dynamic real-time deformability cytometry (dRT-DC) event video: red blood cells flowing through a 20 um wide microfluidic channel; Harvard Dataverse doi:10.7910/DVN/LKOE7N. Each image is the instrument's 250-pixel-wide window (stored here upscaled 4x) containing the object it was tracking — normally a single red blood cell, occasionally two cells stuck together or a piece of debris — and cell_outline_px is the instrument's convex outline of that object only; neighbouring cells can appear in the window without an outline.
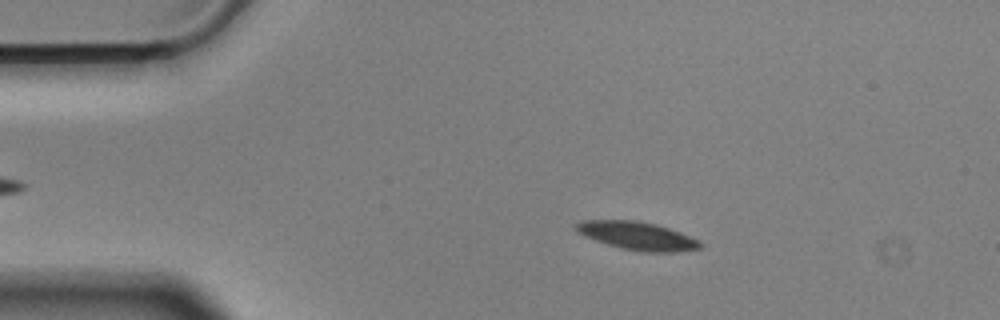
{"species": "Egyptian fruit bat (a non-hibernating species)", "species_latin": "Rousettus aegyptiacus", "temperature_condition": "cold", "stored_images_in_passage": 56, "camera_frame_rate_fps": 3000, "um_per_image_px": 0.085, "animal": {"sex": "male"}, "frame": {"image": 1, "passage_image": 10, "time_ms": 3.0, "image_size_px": [1000, 320], "cell_outline_px": [[704, 244], [700, 248], [680, 252], [640, 252], [620, 248], [584, 236], [576, 232], [576, 224], [584, 220], [632, 220], [656, 224], [680, 232]], "centroid_in_image_um": [54.17, 20.05], "position_along_channel_um": 30.8, "area_um2": 20.23}}
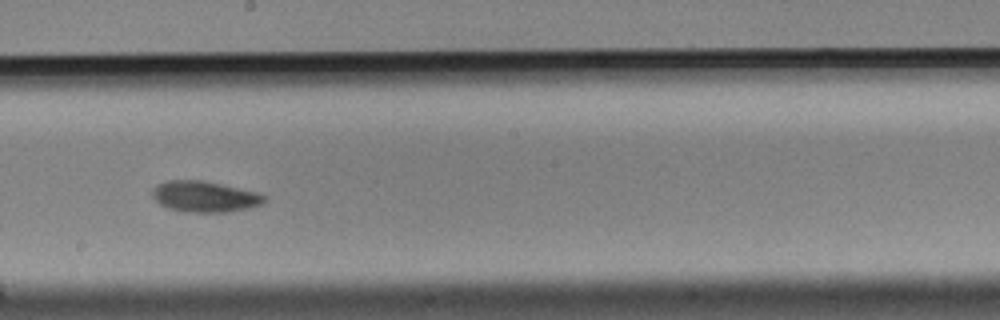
{"frame": {"image": 2, "passage_image": 31, "time_ms": 10.0, "image_size_px": [1000, 320], "cell_outline_px": [[264, 200], [260, 204], [252, 208], [228, 212], [184, 212], [168, 208], [160, 204], [152, 196], [152, 192], [156, 184], [168, 180], [204, 180], [256, 192], [264, 196]], "centroid_in_image_um": [17.36, 16.71], "position_along_channel_um": 230.8, "area_um2": 20.17}}
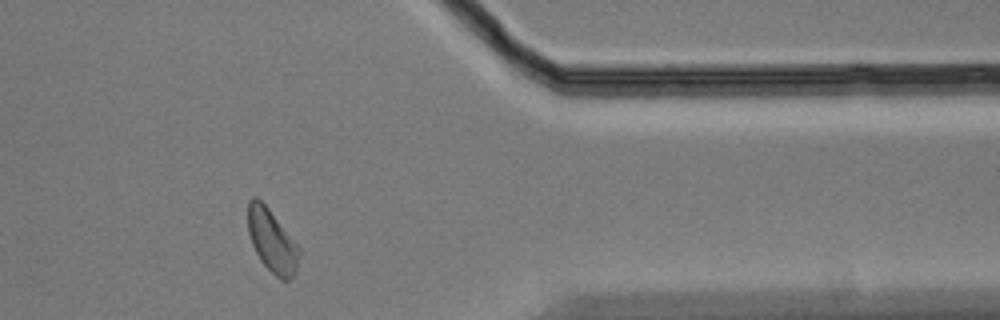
{"frame": {"image": 3, "passage_image": 46, "time_ms": 15.0, "image_size_px": [1000, 320], "cell_outline_px": [[300, 252], [296, 276], [288, 280], [280, 280], [260, 260], [252, 244], [248, 232], [248, 200], [252, 196], [256, 196], [268, 208], [300, 248]], "centroid_in_image_um": [23.13, 20.49], "position_along_channel_um": 388.3, "area_um2": 18.73}, "authors_computed_cell_mechanics": {"area_um2": 19.7098, "velocity_mm_per_s": 3.5257, "shape_relaxation_time_tau1_ms": 2.7631, "shape_relaxation_time_tau2_ms": null, "deformation_change_tau1": 0.087, "deformation_change_tau2": null}}